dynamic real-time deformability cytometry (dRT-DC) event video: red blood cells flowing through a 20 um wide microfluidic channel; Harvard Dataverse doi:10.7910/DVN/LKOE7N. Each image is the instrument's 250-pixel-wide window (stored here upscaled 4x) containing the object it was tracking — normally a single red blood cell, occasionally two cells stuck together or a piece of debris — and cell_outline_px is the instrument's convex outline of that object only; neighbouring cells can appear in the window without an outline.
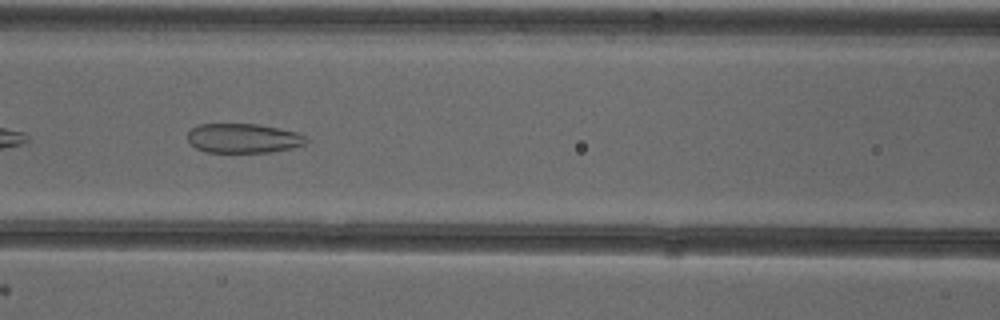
{"species": "common noctule bat (a hibernating species)", "species_latin": "Nyctalus noctula", "temperature_condition": "cold", "stored_images_in_passage": 52, "camera_frame_rate_fps": 3000, "um_per_image_px": 0.085, "animal": {"sex": "female"}, "frame": {"image": 1, "passage_image": 23, "time_ms": 7.333, "image_size_px": [1000, 320], "cell_outline_px": [[308, 140], [304, 144], [292, 148], [268, 152], [208, 152], [196, 148], [188, 140], [188, 132], [192, 128], [200, 124], [256, 124], [280, 128], [300, 132]], "centroid_in_image_um": [20.7, 11.74], "position_along_channel_um": 145.9, "area_um2": 20.29}, "authors_computed_cell_mechanics": {"area_um2": 25.9811, "velocity_mm_per_s": 3.9072, "shape_relaxation_time_tau1_ms": null, "shape_relaxation_time_tau2_ms": 1.7275, "deformation_change_tau1": null, "deformation_change_tau2": 0.0934}}